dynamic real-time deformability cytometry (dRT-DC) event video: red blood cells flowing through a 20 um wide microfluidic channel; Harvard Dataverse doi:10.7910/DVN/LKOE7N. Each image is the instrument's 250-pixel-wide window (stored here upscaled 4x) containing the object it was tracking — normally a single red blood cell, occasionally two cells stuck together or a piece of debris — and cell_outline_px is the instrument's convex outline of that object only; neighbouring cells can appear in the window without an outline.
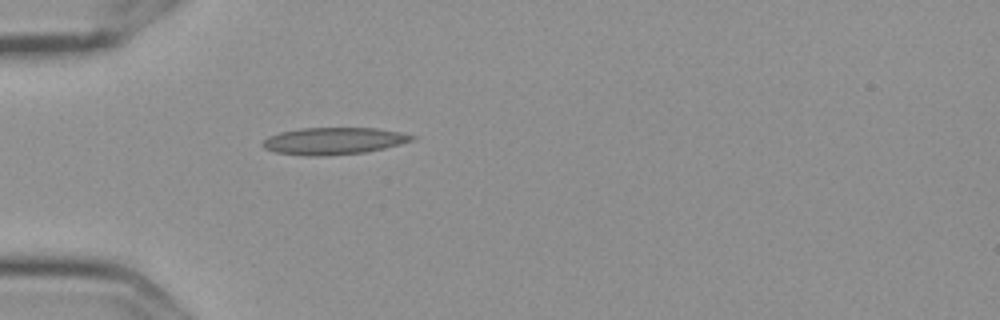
{"species": "Egyptian fruit bat (a non-hibernating species)", "species_latin": "Rousettus aegyptiacus", "temperature_condition": "cold", "stored_images_in_passage": 1, "camera_frame_rate_fps": 3000, "um_per_image_px": 0.085, "frame": {"image": 1, "passage_image": 1, "time_ms": 0.0, "image_size_px": [1000, 320], "cell_outline_px": [[416, 136], [412, 140], [400, 144], [368, 152], [324, 156], [304, 156], [276, 152], [264, 148], [260, 144], [268, 136], [280, 132], [300, 128], [376, 128], [400, 132]], "centroid_in_image_um": [28.33, 11.98], "position_along_channel_um": 56.7, "area_um2": 23.58}}